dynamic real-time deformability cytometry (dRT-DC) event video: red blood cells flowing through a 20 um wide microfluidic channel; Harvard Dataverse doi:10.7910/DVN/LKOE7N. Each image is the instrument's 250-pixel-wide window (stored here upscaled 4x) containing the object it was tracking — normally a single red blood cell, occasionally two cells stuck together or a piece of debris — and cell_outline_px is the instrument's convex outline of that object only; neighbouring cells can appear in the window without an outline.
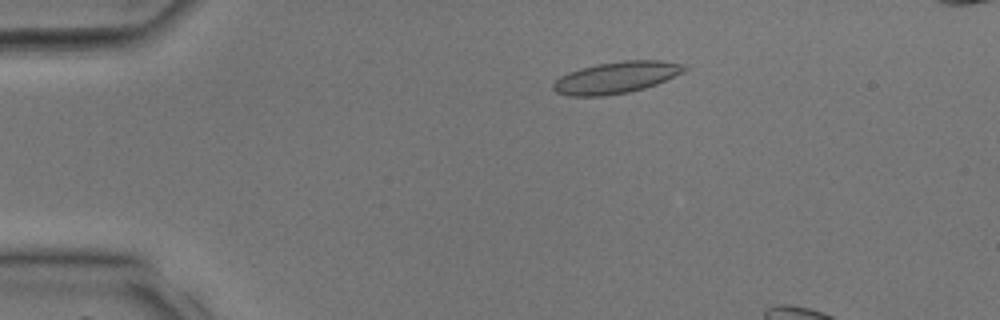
{"species": "common noctule bat (a hibernating species)", "species_latin": "Nyctalus noctula", "temperature_condition": "room temperature", "stored_images_in_passage": 11, "camera_frame_rate_fps": 3000, "um_per_image_px": 0.085, "animal": {"sex": "male", "body_mass_g": 17.9, "forearm_length_mm": 54.2}, "frame": {"image": 1, "passage_image": 7, "time_ms": 2.0, "image_size_px": [1000, 320], "cell_outline_px": [[688, 68], [684, 72], [656, 84], [644, 88], [628, 92], [604, 96], [568, 96], [556, 92], [552, 88], [552, 84], [560, 76], [568, 72], [580, 68], [596, 64], [624, 60], [660, 60], [684, 64]], "centroid_in_image_um": [52.36, 6.58], "position_along_channel_um": 32.6, "area_um2": 24.28}}